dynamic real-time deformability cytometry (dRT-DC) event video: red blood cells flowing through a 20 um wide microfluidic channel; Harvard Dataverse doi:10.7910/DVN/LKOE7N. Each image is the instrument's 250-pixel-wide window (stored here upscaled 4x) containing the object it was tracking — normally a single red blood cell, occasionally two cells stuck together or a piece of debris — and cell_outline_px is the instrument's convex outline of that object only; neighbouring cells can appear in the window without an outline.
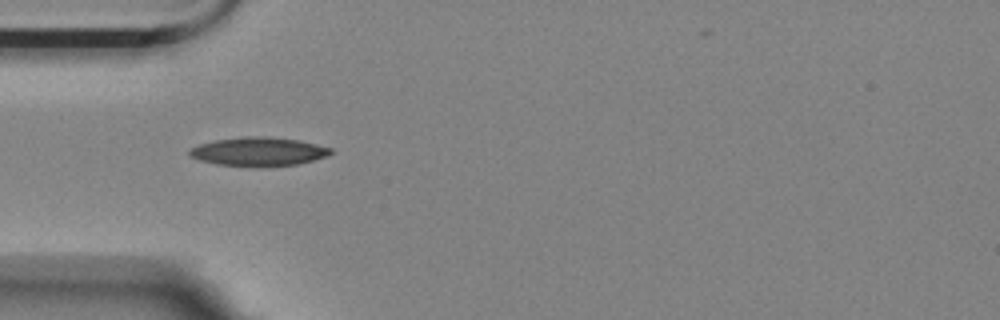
{"species": "Egyptian fruit bat (a non-hibernating species)", "species_latin": "Rousettus aegyptiacus", "temperature_condition": "room temperature", "stored_images_in_passage": 3, "camera_frame_rate_fps": 3000, "um_per_image_px": 0.085, "animal": {"sex": "female"}, "frame": {"image": 1, "passage_image": 1, "time_ms": 0.0, "image_size_px": [1000, 320], "cell_outline_px": [[332, 152], [328, 156], [296, 164], [216, 164], [200, 160], [188, 156], [188, 152], [192, 148], [200, 144], [216, 140], [244, 136], [264, 136], [300, 140], [332, 148]], "centroid_in_image_um": [21.98, 12.84], "position_along_channel_um": 63.0, "area_um2": 22.72}}
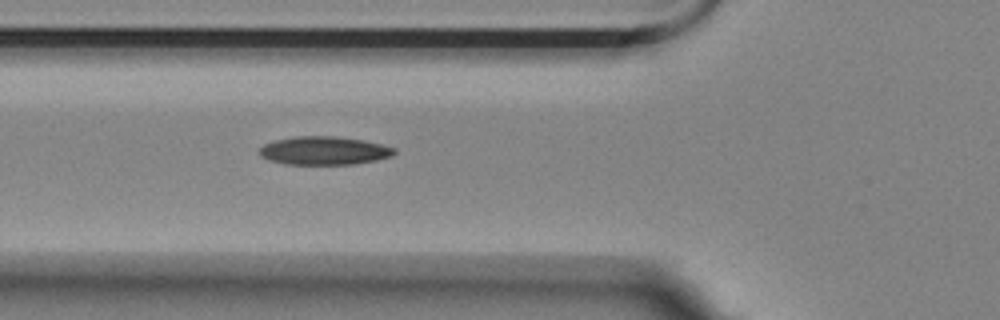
{"frame": {"image": 2, "passage_image": 2, "time_ms": 1.0, "image_size_px": [1000, 320], "cell_outline_px": [[396, 152], [392, 156], [376, 160], [352, 164], [284, 164], [268, 160], [260, 156], [260, 148], [264, 144], [272, 140], [296, 136], [336, 136], [364, 140], [396, 148]], "centroid_in_image_um": [27.53, 12.8], "position_along_channel_um": 98.3, "area_um2": 22.37}}